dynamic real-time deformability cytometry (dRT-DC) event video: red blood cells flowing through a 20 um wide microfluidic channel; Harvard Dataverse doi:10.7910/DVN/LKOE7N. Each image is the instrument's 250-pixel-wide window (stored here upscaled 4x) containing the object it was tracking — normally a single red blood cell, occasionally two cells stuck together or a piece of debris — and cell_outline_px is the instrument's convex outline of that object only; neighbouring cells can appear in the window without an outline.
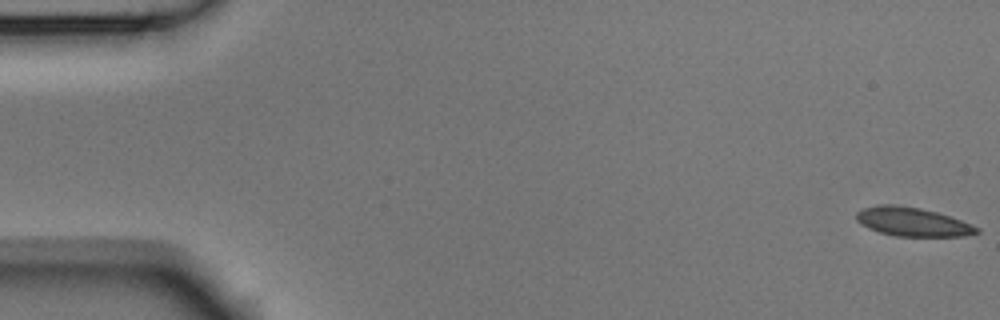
{"species": "Egyptian fruit bat (a non-hibernating species)", "species_latin": "Rousettus aegyptiacus", "temperature_condition": "room temperature", "stored_images_in_passage": 54, "camera_frame_rate_fps": 3000, "um_per_image_px": 0.085, "animal": {"sex": "male"}, "frame": {"image": 1, "passage_image": 1, "time_ms": 0.0, "image_size_px": [1000, 320], "cell_outline_px": [[980, 232], [964, 236], [896, 236], [880, 232], [868, 228], [860, 224], [856, 220], [856, 212], [864, 208], [880, 204], [892, 204], [920, 208], [936, 212], [960, 220], [980, 228]], "centroid_in_image_um": [77.53, 18.86], "position_along_channel_um": 7.5, "area_um2": 20.06}}
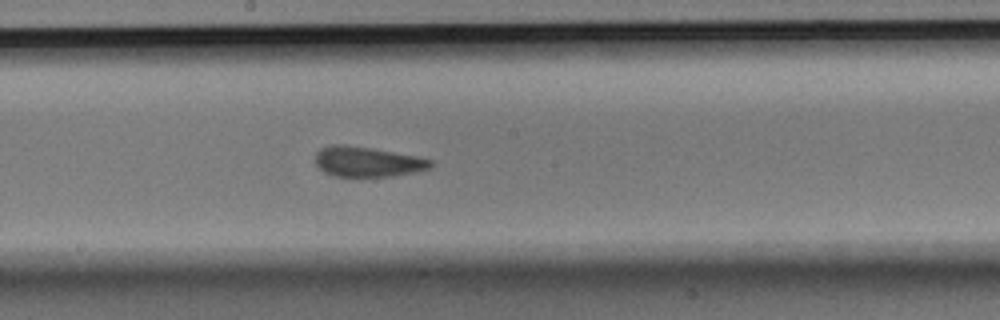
{"frame": {"image": 2, "passage_image": 29, "time_ms": 9.333, "image_size_px": [1000, 320], "cell_outline_px": [[432, 168], [416, 172], [396, 176], [336, 176], [324, 172], [316, 164], [316, 152], [320, 148], [332, 144], [344, 144], [372, 148], [416, 156], [432, 160]], "centroid_in_image_um": [31.24, 13.74], "position_along_channel_um": 217.0, "area_um2": 20.29}}
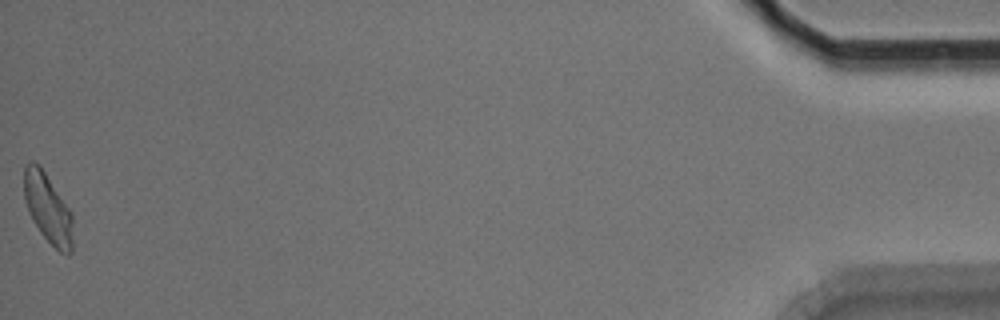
{"frame": {"image": 3, "passage_image": 54, "time_ms": 17.667, "image_size_px": [1000, 320], "cell_outline_px": [[72, 252], [68, 256], [60, 252], [40, 232], [32, 220], [24, 200], [24, 164], [28, 160], [32, 160], [40, 164], [72, 212]], "centroid_in_image_um": [4.06, 17.66], "position_along_channel_um": 431.1, "area_um2": 20.06}, "authors_computed_cell_mechanics": {"area_um2": 20.23, "velocity_mm_per_s": 3.7459, "shape_relaxation_time_tau1_ms": 4.2755, "shape_relaxation_time_tau2_ms": 1.6111, "deformation_change_tau1": 0.1284, "deformation_change_tau2": 0.0849}}